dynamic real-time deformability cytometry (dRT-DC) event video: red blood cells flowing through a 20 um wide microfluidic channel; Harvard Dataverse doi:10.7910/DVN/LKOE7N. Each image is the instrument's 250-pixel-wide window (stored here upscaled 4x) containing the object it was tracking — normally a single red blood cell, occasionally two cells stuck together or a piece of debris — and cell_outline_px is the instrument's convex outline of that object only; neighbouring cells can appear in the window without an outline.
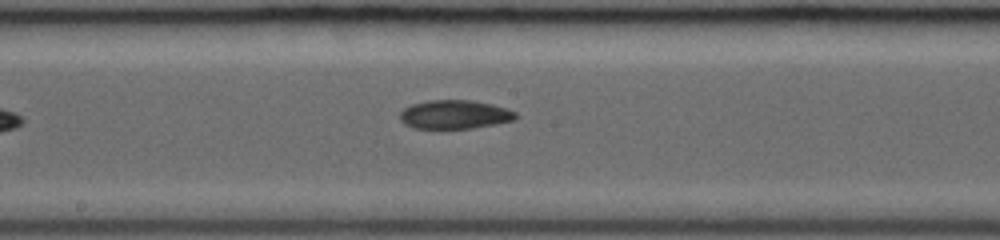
{"species": "common noctule bat (a hibernating species)", "species_latin": "Nyctalus noctula", "temperature_condition": "room temperature", "stored_images_in_passage": 6, "camera_frame_rate_fps": 3000, "um_per_image_px": 0.085, "animal": {"sex": "female", "body_mass_g": 19.0, "forearm_length_mm": 53.3}, "frame": {"image": 1, "passage_image": 6, "time_ms": 1.667, "image_size_px": [1000, 240], "cell_outline_px": [[516, 116], [512, 120], [496, 124], [472, 128], [412, 128], [404, 124], [400, 120], [400, 112], [404, 108], [412, 104], [428, 100], [472, 100], [492, 104], [508, 108], [516, 112]], "centroid_in_image_um": [38.63, 9.72], "position_along_channel_um": 209.6, "area_um2": 19.42}}